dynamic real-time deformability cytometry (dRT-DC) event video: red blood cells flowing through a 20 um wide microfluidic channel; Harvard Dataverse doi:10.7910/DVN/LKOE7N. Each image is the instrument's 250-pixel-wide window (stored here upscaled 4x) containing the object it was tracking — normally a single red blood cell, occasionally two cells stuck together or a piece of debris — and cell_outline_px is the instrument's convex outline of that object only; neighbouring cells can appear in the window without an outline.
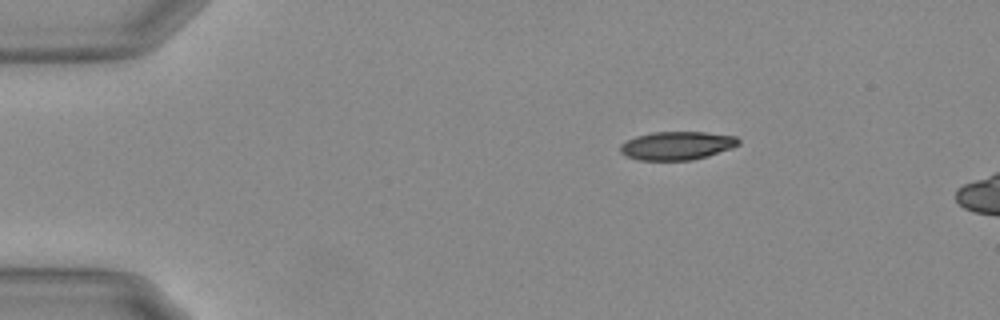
{"species": "Egyptian fruit bat (a non-hibernating species)", "species_latin": "Rousettus aegyptiacus", "temperature_condition": "warm", "stored_images_in_passage": 7, "camera_frame_rate_fps": 3000, "um_per_image_px": 0.085, "animal": {"sex": "female"}, "frame": {"image": 1, "passage_image": 1, "time_ms": 0.0, "image_size_px": [1000, 320], "cell_outline_px": [[740, 144], [732, 148], [704, 156], [688, 160], [640, 160], [628, 156], [620, 152], [620, 144], [636, 136], [652, 132], [704, 132], [736, 136], [740, 140]], "centroid_in_image_um": [57.54, 12.36], "position_along_channel_um": 27.5, "area_um2": 19.31}}